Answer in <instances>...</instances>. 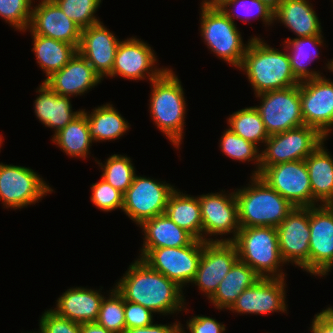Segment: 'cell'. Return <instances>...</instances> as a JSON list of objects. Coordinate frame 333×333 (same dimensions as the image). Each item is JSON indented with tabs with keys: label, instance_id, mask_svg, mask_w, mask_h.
Masks as SVG:
<instances>
[{
	"label": "cell",
	"instance_id": "6da1fadb",
	"mask_svg": "<svg viewBox=\"0 0 333 333\" xmlns=\"http://www.w3.org/2000/svg\"><path fill=\"white\" fill-rule=\"evenodd\" d=\"M115 289L124 300L140 304L153 313L168 315L185 309L182 288L137 258L118 281Z\"/></svg>",
	"mask_w": 333,
	"mask_h": 333
},
{
	"label": "cell",
	"instance_id": "7a4b0ae2",
	"mask_svg": "<svg viewBox=\"0 0 333 333\" xmlns=\"http://www.w3.org/2000/svg\"><path fill=\"white\" fill-rule=\"evenodd\" d=\"M258 95L297 86L300 82L293 75L288 53L270 47L262 38H250L241 66Z\"/></svg>",
	"mask_w": 333,
	"mask_h": 333
},
{
	"label": "cell",
	"instance_id": "3957f363",
	"mask_svg": "<svg viewBox=\"0 0 333 333\" xmlns=\"http://www.w3.org/2000/svg\"><path fill=\"white\" fill-rule=\"evenodd\" d=\"M150 114L161 132L179 149L184 132L186 99L180 79L167 68L151 81Z\"/></svg>",
	"mask_w": 333,
	"mask_h": 333
},
{
	"label": "cell",
	"instance_id": "277c9868",
	"mask_svg": "<svg viewBox=\"0 0 333 333\" xmlns=\"http://www.w3.org/2000/svg\"><path fill=\"white\" fill-rule=\"evenodd\" d=\"M251 178V185L235 192L240 227L277 228L295 206L258 175Z\"/></svg>",
	"mask_w": 333,
	"mask_h": 333
},
{
	"label": "cell",
	"instance_id": "5b68a950",
	"mask_svg": "<svg viewBox=\"0 0 333 333\" xmlns=\"http://www.w3.org/2000/svg\"><path fill=\"white\" fill-rule=\"evenodd\" d=\"M232 243L236 246L239 260L262 278L286 276L281 270L285 262L279 250L278 232L275 227H241Z\"/></svg>",
	"mask_w": 333,
	"mask_h": 333
},
{
	"label": "cell",
	"instance_id": "8992f818",
	"mask_svg": "<svg viewBox=\"0 0 333 333\" xmlns=\"http://www.w3.org/2000/svg\"><path fill=\"white\" fill-rule=\"evenodd\" d=\"M201 5L200 33L204 43L218 58L239 69L250 40L243 43L235 23L218 6Z\"/></svg>",
	"mask_w": 333,
	"mask_h": 333
},
{
	"label": "cell",
	"instance_id": "52a82bcc",
	"mask_svg": "<svg viewBox=\"0 0 333 333\" xmlns=\"http://www.w3.org/2000/svg\"><path fill=\"white\" fill-rule=\"evenodd\" d=\"M202 250L203 241L195 239L184 247L142 248L139 258L183 289L195 277Z\"/></svg>",
	"mask_w": 333,
	"mask_h": 333
},
{
	"label": "cell",
	"instance_id": "ba28073f",
	"mask_svg": "<svg viewBox=\"0 0 333 333\" xmlns=\"http://www.w3.org/2000/svg\"><path fill=\"white\" fill-rule=\"evenodd\" d=\"M326 140L315 128L307 125L271 135L265 141L266 148L260 152V167L305 160Z\"/></svg>",
	"mask_w": 333,
	"mask_h": 333
},
{
	"label": "cell",
	"instance_id": "9c48e42d",
	"mask_svg": "<svg viewBox=\"0 0 333 333\" xmlns=\"http://www.w3.org/2000/svg\"><path fill=\"white\" fill-rule=\"evenodd\" d=\"M259 111L268 135H275L304 125L302 116L300 84L293 87L267 91L256 95Z\"/></svg>",
	"mask_w": 333,
	"mask_h": 333
},
{
	"label": "cell",
	"instance_id": "30bf717a",
	"mask_svg": "<svg viewBox=\"0 0 333 333\" xmlns=\"http://www.w3.org/2000/svg\"><path fill=\"white\" fill-rule=\"evenodd\" d=\"M52 191L34 170L0 163V201L4 208L16 210L27 207Z\"/></svg>",
	"mask_w": 333,
	"mask_h": 333
},
{
	"label": "cell",
	"instance_id": "8fae6325",
	"mask_svg": "<svg viewBox=\"0 0 333 333\" xmlns=\"http://www.w3.org/2000/svg\"><path fill=\"white\" fill-rule=\"evenodd\" d=\"M258 176L295 207L319 205L313 199L305 160L260 167Z\"/></svg>",
	"mask_w": 333,
	"mask_h": 333
},
{
	"label": "cell",
	"instance_id": "7c38bea8",
	"mask_svg": "<svg viewBox=\"0 0 333 333\" xmlns=\"http://www.w3.org/2000/svg\"><path fill=\"white\" fill-rule=\"evenodd\" d=\"M174 190V186L165 181L135 174L123 194L122 211L139 226L145 220L165 214L168 198Z\"/></svg>",
	"mask_w": 333,
	"mask_h": 333
},
{
	"label": "cell",
	"instance_id": "4fadbf2b",
	"mask_svg": "<svg viewBox=\"0 0 333 333\" xmlns=\"http://www.w3.org/2000/svg\"><path fill=\"white\" fill-rule=\"evenodd\" d=\"M223 193L222 190V193H208L198 197L201 206L202 241L204 242H232L241 228L235 190L229 194ZM230 233H233V236L227 239L209 238Z\"/></svg>",
	"mask_w": 333,
	"mask_h": 333
},
{
	"label": "cell",
	"instance_id": "5bb4252c",
	"mask_svg": "<svg viewBox=\"0 0 333 333\" xmlns=\"http://www.w3.org/2000/svg\"><path fill=\"white\" fill-rule=\"evenodd\" d=\"M309 273L327 275L333 268V205L309 207Z\"/></svg>",
	"mask_w": 333,
	"mask_h": 333
},
{
	"label": "cell",
	"instance_id": "9a60e30c",
	"mask_svg": "<svg viewBox=\"0 0 333 333\" xmlns=\"http://www.w3.org/2000/svg\"><path fill=\"white\" fill-rule=\"evenodd\" d=\"M300 99L304 125L327 139L333 127V82L323 76L300 82Z\"/></svg>",
	"mask_w": 333,
	"mask_h": 333
},
{
	"label": "cell",
	"instance_id": "2e32d148",
	"mask_svg": "<svg viewBox=\"0 0 333 333\" xmlns=\"http://www.w3.org/2000/svg\"><path fill=\"white\" fill-rule=\"evenodd\" d=\"M157 56L149 44L131 37L120 40L111 73L107 77L121 76L129 80L157 79L167 68H157ZM154 67V68H153Z\"/></svg>",
	"mask_w": 333,
	"mask_h": 333
},
{
	"label": "cell",
	"instance_id": "e0dca14e",
	"mask_svg": "<svg viewBox=\"0 0 333 333\" xmlns=\"http://www.w3.org/2000/svg\"><path fill=\"white\" fill-rule=\"evenodd\" d=\"M276 229L284 262L309 273V207H294Z\"/></svg>",
	"mask_w": 333,
	"mask_h": 333
},
{
	"label": "cell",
	"instance_id": "ac0fdd59",
	"mask_svg": "<svg viewBox=\"0 0 333 333\" xmlns=\"http://www.w3.org/2000/svg\"><path fill=\"white\" fill-rule=\"evenodd\" d=\"M238 260V252L232 242L203 241L202 255L191 283L197 285L209 300Z\"/></svg>",
	"mask_w": 333,
	"mask_h": 333
},
{
	"label": "cell",
	"instance_id": "d6986e66",
	"mask_svg": "<svg viewBox=\"0 0 333 333\" xmlns=\"http://www.w3.org/2000/svg\"><path fill=\"white\" fill-rule=\"evenodd\" d=\"M285 278H261L245 289L229 309L242 314H270L287 311Z\"/></svg>",
	"mask_w": 333,
	"mask_h": 333
},
{
	"label": "cell",
	"instance_id": "ffe728a7",
	"mask_svg": "<svg viewBox=\"0 0 333 333\" xmlns=\"http://www.w3.org/2000/svg\"><path fill=\"white\" fill-rule=\"evenodd\" d=\"M30 33L63 41L79 48L81 28L53 0H41L32 8Z\"/></svg>",
	"mask_w": 333,
	"mask_h": 333
},
{
	"label": "cell",
	"instance_id": "44dd1931",
	"mask_svg": "<svg viewBox=\"0 0 333 333\" xmlns=\"http://www.w3.org/2000/svg\"><path fill=\"white\" fill-rule=\"evenodd\" d=\"M119 43V39L100 21L81 30L77 51L103 80L111 73Z\"/></svg>",
	"mask_w": 333,
	"mask_h": 333
},
{
	"label": "cell",
	"instance_id": "7402d4cb",
	"mask_svg": "<svg viewBox=\"0 0 333 333\" xmlns=\"http://www.w3.org/2000/svg\"><path fill=\"white\" fill-rule=\"evenodd\" d=\"M102 78L77 51L60 70L52 73L43 82L60 96L83 95L100 84Z\"/></svg>",
	"mask_w": 333,
	"mask_h": 333
},
{
	"label": "cell",
	"instance_id": "603a6c76",
	"mask_svg": "<svg viewBox=\"0 0 333 333\" xmlns=\"http://www.w3.org/2000/svg\"><path fill=\"white\" fill-rule=\"evenodd\" d=\"M100 290L84 287L67 289L51 309L56 314L77 323L95 322L104 296Z\"/></svg>",
	"mask_w": 333,
	"mask_h": 333
},
{
	"label": "cell",
	"instance_id": "cb8c5ba5",
	"mask_svg": "<svg viewBox=\"0 0 333 333\" xmlns=\"http://www.w3.org/2000/svg\"><path fill=\"white\" fill-rule=\"evenodd\" d=\"M39 93L34 100V113L45 127L54 128L56 134L71 122L82 110L72 111L70 97L60 96L44 82L37 88Z\"/></svg>",
	"mask_w": 333,
	"mask_h": 333
},
{
	"label": "cell",
	"instance_id": "d4e9b609",
	"mask_svg": "<svg viewBox=\"0 0 333 333\" xmlns=\"http://www.w3.org/2000/svg\"><path fill=\"white\" fill-rule=\"evenodd\" d=\"M308 0H282L274 11L277 20L298 36L322 35L319 17Z\"/></svg>",
	"mask_w": 333,
	"mask_h": 333
},
{
	"label": "cell",
	"instance_id": "484cf974",
	"mask_svg": "<svg viewBox=\"0 0 333 333\" xmlns=\"http://www.w3.org/2000/svg\"><path fill=\"white\" fill-rule=\"evenodd\" d=\"M139 227L144 232L142 248L184 247L195 240L166 214L145 220Z\"/></svg>",
	"mask_w": 333,
	"mask_h": 333
},
{
	"label": "cell",
	"instance_id": "4316f807",
	"mask_svg": "<svg viewBox=\"0 0 333 333\" xmlns=\"http://www.w3.org/2000/svg\"><path fill=\"white\" fill-rule=\"evenodd\" d=\"M323 141L306 159L313 199L321 205H333V157Z\"/></svg>",
	"mask_w": 333,
	"mask_h": 333
},
{
	"label": "cell",
	"instance_id": "83f0119b",
	"mask_svg": "<svg viewBox=\"0 0 333 333\" xmlns=\"http://www.w3.org/2000/svg\"><path fill=\"white\" fill-rule=\"evenodd\" d=\"M261 278L255 270L238 260L219 283L218 289L209 300L215 308L229 310L238 296Z\"/></svg>",
	"mask_w": 333,
	"mask_h": 333
},
{
	"label": "cell",
	"instance_id": "f1b7e54d",
	"mask_svg": "<svg viewBox=\"0 0 333 333\" xmlns=\"http://www.w3.org/2000/svg\"><path fill=\"white\" fill-rule=\"evenodd\" d=\"M165 214L195 239L202 241L201 206L198 196L183 194L175 189L168 198Z\"/></svg>",
	"mask_w": 333,
	"mask_h": 333
},
{
	"label": "cell",
	"instance_id": "f546056e",
	"mask_svg": "<svg viewBox=\"0 0 333 333\" xmlns=\"http://www.w3.org/2000/svg\"><path fill=\"white\" fill-rule=\"evenodd\" d=\"M323 36H308L298 38H286L284 41V50L288 52L293 75L299 81L310 80L321 77L320 72L312 71L307 67L315 58H319L318 48L323 45ZM287 45V46H286ZM318 47V48H317Z\"/></svg>",
	"mask_w": 333,
	"mask_h": 333
},
{
	"label": "cell",
	"instance_id": "4dcf8cb0",
	"mask_svg": "<svg viewBox=\"0 0 333 333\" xmlns=\"http://www.w3.org/2000/svg\"><path fill=\"white\" fill-rule=\"evenodd\" d=\"M89 127L90 138L93 142L119 139L129 130V123L113 104H103L93 109L91 113L85 112Z\"/></svg>",
	"mask_w": 333,
	"mask_h": 333
},
{
	"label": "cell",
	"instance_id": "1f68e13d",
	"mask_svg": "<svg viewBox=\"0 0 333 333\" xmlns=\"http://www.w3.org/2000/svg\"><path fill=\"white\" fill-rule=\"evenodd\" d=\"M32 51L36 61L48 78L52 73L62 69L76 54L77 48L69 43L31 33Z\"/></svg>",
	"mask_w": 333,
	"mask_h": 333
},
{
	"label": "cell",
	"instance_id": "d6a6232c",
	"mask_svg": "<svg viewBox=\"0 0 333 333\" xmlns=\"http://www.w3.org/2000/svg\"><path fill=\"white\" fill-rule=\"evenodd\" d=\"M52 142L71 157L83 159L88 157L93 140L90 138L87 116L84 111H81L63 129L54 134Z\"/></svg>",
	"mask_w": 333,
	"mask_h": 333
},
{
	"label": "cell",
	"instance_id": "836d02e7",
	"mask_svg": "<svg viewBox=\"0 0 333 333\" xmlns=\"http://www.w3.org/2000/svg\"><path fill=\"white\" fill-rule=\"evenodd\" d=\"M227 122L229 128L235 134L253 143L257 147V144H264L269 138L260 113L255 106L246 107L232 113L227 119Z\"/></svg>",
	"mask_w": 333,
	"mask_h": 333
},
{
	"label": "cell",
	"instance_id": "e575fe53",
	"mask_svg": "<svg viewBox=\"0 0 333 333\" xmlns=\"http://www.w3.org/2000/svg\"><path fill=\"white\" fill-rule=\"evenodd\" d=\"M131 162L130 157L119 154L111 155L104 165L97 161L103 172L101 178L123 194L131 186L136 174Z\"/></svg>",
	"mask_w": 333,
	"mask_h": 333
},
{
	"label": "cell",
	"instance_id": "d590c367",
	"mask_svg": "<svg viewBox=\"0 0 333 333\" xmlns=\"http://www.w3.org/2000/svg\"><path fill=\"white\" fill-rule=\"evenodd\" d=\"M220 138V149L229 158L237 161H255L256 171L252 175L260 173V151L256 145L235 134L230 128L223 132Z\"/></svg>",
	"mask_w": 333,
	"mask_h": 333
},
{
	"label": "cell",
	"instance_id": "8d00e7d4",
	"mask_svg": "<svg viewBox=\"0 0 333 333\" xmlns=\"http://www.w3.org/2000/svg\"><path fill=\"white\" fill-rule=\"evenodd\" d=\"M109 291H111L109 297H104L95 322L112 333H124L126 329L124 298L115 287Z\"/></svg>",
	"mask_w": 333,
	"mask_h": 333
},
{
	"label": "cell",
	"instance_id": "74e56055",
	"mask_svg": "<svg viewBox=\"0 0 333 333\" xmlns=\"http://www.w3.org/2000/svg\"><path fill=\"white\" fill-rule=\"evenodd\" d=\"M235 6L237 7L234 8ZM218 7L233 22L235 18L240 19L242 15L245 16V21L247 19L248 22L251 15L255 16L256 19L259 17L266 26H270L274 22V11L260 0H224ZM232 7L234 9H230ZM240 13L243 14L240 16Z\"/></svg>",
	"mask_w": 333,
	"mask_h": 333
},
{
	"label": "cell",
	"instance_id": "f35d334b",
	"mask_svg": "<svg viewBox=\"0 0 333 333\" xmlns=\"http://www.w3.org/2000/svg\"><path fill=\"white\" fill-rule=\"evenodd\" d=\"M64 14L81 29L100 22L94 15L101 0H53Z\"/></svg>",
	"mask_w": 333,
	"mask_h": 333
},
{
	"label": "cell",
	"instance_id": "ab89813d",
	"mask_svg": "<svg viewBox=\"0 0 333 333\" xmlns=\"http://www.w3.org/2000/svg\"><path fill=\"white\" fill-rule=\"evenodd\" d=\"M32 8V0H0V17L24 32L29 27Z\"/></svg>",
	"mask_w": 333,
	"mask_h": 333
},
{
	"label": "cell",
	"instance_id": "60d3db41",
	"mask_svg": "<svg viewBox=\"0 0 333 333\" xmlns=\"http://www.w3.org/2000/svg\"><path fill=\"white\" fill-rule=\"evenodd\" d=\"M91 190L90 200L98 209L105 212L123 209V193L102 178L101 181L92 184Z\"/></svg>",
	"mask_w": 333,
	"mask_h": 333
},
{
	"label": "cell",
	"instance_id": "b9f144b4",
	"mask_svg": "<svg viewBox=\"0 0 333 333\" xmlns=\"http://www.w3.org/2000/svg\"><path fill=\"white\" fill-rule=\"evenodd\" d=\"M39 333H80L81 324L56 314L51 309L42 314Z\"/></svg>",
	"mask_w": 333,
	"mask_h": 333
},
{
	"label": "cell",
	"instance_id": "7bdbcfd3",
	"mask_svg": "<svg viewBox=\"0 0 333 333\" xmlns=\"http://www.w3.org/2000/svg\"><path fill=\"white\" fill-rule=\"evenodd\" d=\"M124 315L126 329L153 324V312L140 304L124 300Z\"/></svg>",
	"mask_w": 333,
	"mask_h": 333
},
{
	"label": "cell",
	"instance_id": "ee69618b",
	"mask_svg": "<svg viewBox=\"0 0 333 333\" xmlns=\"http://www.w3.org/2000/svg\"><path fill=\"white\" fill-rule=\"evenodd\" d=\"M186 323L189 333H223L226 330L224 324L204 315L193 316ZM182 327L180 323V333H186Z\"/></svg>",
	"mask_w": 333,
	"mask_h": 333
},
{
	"label": "cell",
	"instance_id": "f6af8a7d",
	"mask_svg": "<svg viewBox=\"0 0 333 333\" xmlns=\"http://www.w3.org/2000/svg\"><path fill=\"white\" fill-rule=\"evenodd\" d=\"M311 330L315 333H333V310L330 307L315 314Z\"/></svg>",
	"mask_w": 333,
	"mask_h": 333
},
{
	"label": "cell",
	"instance_id": "bcb514c9",
	"mask_svg": "<svg viewBox=\"0 0 333 333\" xmlns=\"http://www.w3.org/2000/svg\"><path fill=\"white\" fill-rule=\"evenodd\" d=\"M124 333H180V322L173 324H152L147 327L125 329Z\"/></svg>",
	"mask_w": 333,
	"mask_h": 333
},
{
	"label": "cell",
	"instance_id": "7dc6e473",
	"mask_svg": "<svg viewBox=\"0 0 333 333\" xmlns=\"http://www.w3.org/2000/svg\"><path fill=\"white\" fill-rule=\"evenodd\" d=\"M80 333H112L96 322L82 323Z\"/></svg>",
	"mask_w": 333,
	"mask_h": 333
},
{
	"label": "cell",
	"instance_id": "c3c4849f",
	"mask_svg": "<svg viewBox=\"0 0 333 333\" xmlns=\"http://www.w3.org/2000/svg\"><path fill=\"white\" fill-rule=\"evenodd\" d=\"M262 3H265L268 7H270L273 11H275L278 6H279V3L282 1V0H260Z\"/></svg>",
	"mask_w": 333,
	"mask_h": 333
},
{
	"label": "cell",
	"instance_id": "681fc988",
	"mask_svg": "<svg viewBox=\"0 0 333 333\" xmlns=\"http://www.w3.org/2000/svg\"><path fill=\"white\" fill-rule=\"evenodd\" d=\"M224 0H203L202 3L209 5V6H218Z\"/></svg>",
	"mask_w": 333,
	"mask_h": 333
},
{
	"label": "cell",
	"instance_id": "f907efd6",
	"mask_svg": "<svg viewBox=\"0 0 333 333\" xmlns=\"http://www.w3.org/2000/svg\"><path fill=\"white\" fill-rule=\"evenodd\" d=\"M3 143L2 141V136H0V147H1V144Z\"/></svg>",
	"mask_w": 333,
	"mask_h": 333
}]
</instances>
